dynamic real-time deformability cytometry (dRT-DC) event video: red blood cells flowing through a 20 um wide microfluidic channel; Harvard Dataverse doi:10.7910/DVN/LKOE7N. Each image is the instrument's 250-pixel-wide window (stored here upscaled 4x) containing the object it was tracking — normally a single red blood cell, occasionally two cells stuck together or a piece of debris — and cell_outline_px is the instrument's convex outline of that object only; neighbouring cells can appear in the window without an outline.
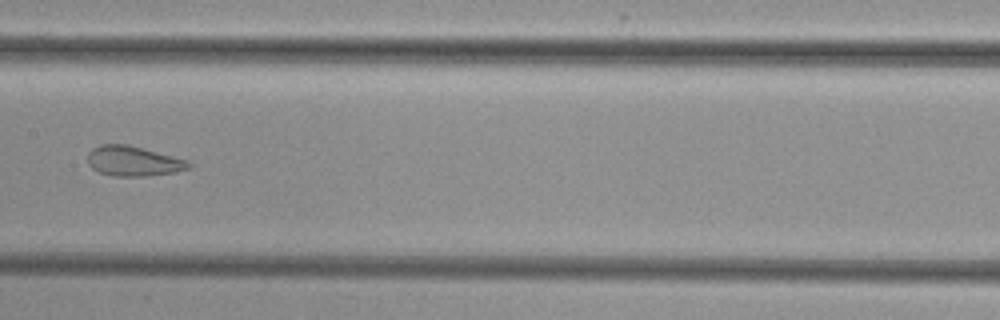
{"species": "common noctule bat (a hibernating species)", "species_latin": "Nyctalus noctula", "temperature_condition": "cold", "stored_images_in_passage": 6, "camera_frame_rate_fps": 3000, "um_per_image_px": 0.085, "animal": {"sex": "female", "body_mass_g": 29.2, "forearm_length_mm": 56.3}, "frame": {"image": 1, "passage_image": 5, "time_ms": 4.667, "image_size_px": [1000, 320], "cell_outline_px": [[192, 168], [176, 172], [148, 176], [112, 176], [100, 172], [92, 168], [88, 164], [88, 152], [92, 148], [100, 144], [128, 144], [188, 160], [192, 164]], "centroid_in_image_um": [11.35, 13.69], "position_along_channel_um": 196.0, "area_um2": 17.86}}